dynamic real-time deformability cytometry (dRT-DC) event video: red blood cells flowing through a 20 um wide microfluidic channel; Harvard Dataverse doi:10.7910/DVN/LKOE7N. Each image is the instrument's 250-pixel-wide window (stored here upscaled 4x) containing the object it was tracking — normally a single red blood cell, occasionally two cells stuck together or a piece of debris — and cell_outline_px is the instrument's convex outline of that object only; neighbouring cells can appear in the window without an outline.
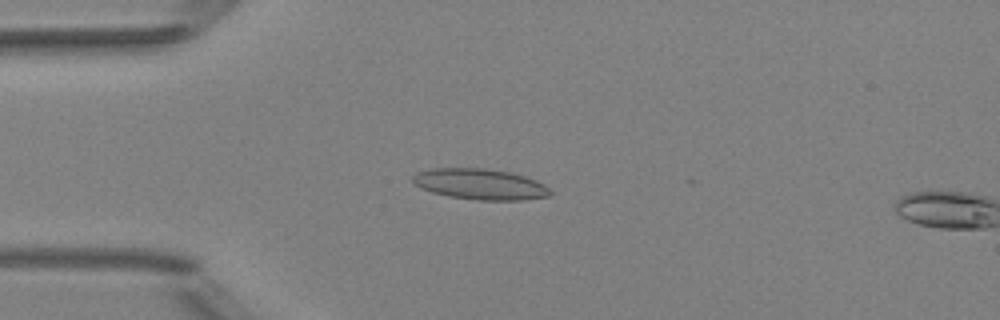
{"species": "Egyptian fruit bat (a non-hibernating species)", "species_latin": "Rousettus aegyptiacus", "temperature_condition": "room temperature", "stored_images_in_passage": 15, "camera_frame_rate_fps": 3000, "um_per_image_px": 0.085, "animal": {"sex": "female"}, "frame": {"image": 1, "passage_image": 13, "time_ms": 4.0, "image_size_px": [1000, 320], "cell_outline_px": [[552, 196], [520, 200], [476, 200], [448, 196], [432, 192], [420, 188], [412, 180], [412, 176], [416, 172], [432, 168], [484, 168], [508, 172], [524, 176], [536, 180], [544, 184], [552, 192]], "centroid_in_image_um": [40.81, 15.66], "position_along_channel_um": 44.2, "area_um2": 24.74}}